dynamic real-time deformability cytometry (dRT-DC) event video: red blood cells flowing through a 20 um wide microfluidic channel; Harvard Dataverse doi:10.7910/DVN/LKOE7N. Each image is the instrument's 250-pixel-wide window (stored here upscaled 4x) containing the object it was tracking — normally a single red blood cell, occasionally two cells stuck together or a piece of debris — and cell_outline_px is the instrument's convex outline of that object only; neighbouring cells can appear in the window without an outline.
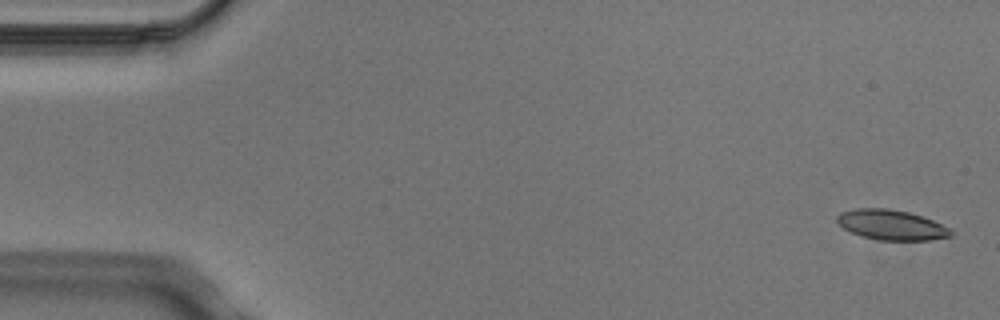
{"species": "Egyptian fruit bat (a non-hibernating species)", "species_latin": "Rousettus aegyptiacus", "temperature_condition": "cold", "stored_images_in_passage": 9, "camera_frame_rate_fps": 3000, "um_per_image_px": 0.085, "animal": {"sex": "male"}, "frame": {"image": 1, "passage_image": 1, "time_ms": 0.0, "image_size_px": [1000, 320], "cell_outline_px": [[952, 236], [932, 240], [880, 240], [864, 236], [852, 232], [844, 228], [836, 220], [836, 216], [840, 212], [856, 208], [888, 208], [908, 212], [932, 220], [948, 228], [952, 232]], "centroid_in_image_um": [75.75, 19.11], "position_along_channel_um": 9.2, "area_um2": 19.71}}
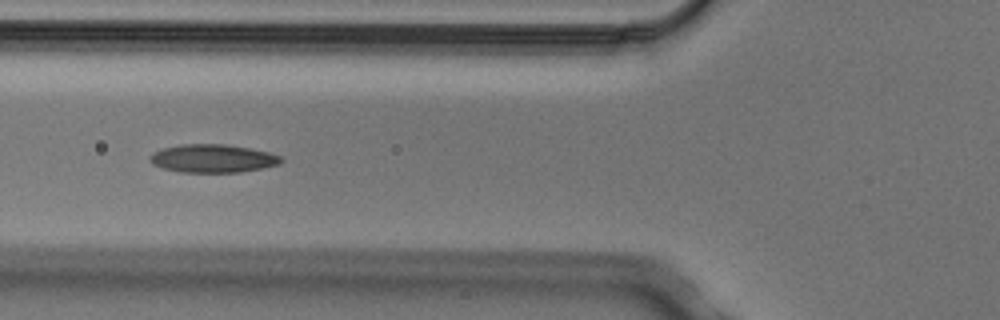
{"frame": {"image": 2, "passage_image": 6, "time_ms": 1.667, "image_size_px": [1000, 320], "cell_outline_px": [[284, 160], [280, 164], [240, 172], [180, 172], [160, 168], [152, 164], [148, 160], [148, 156], [152, 152], [164, 148], [180, 144], [228, 144], [268, 152], [280, 156]], "centroid_in_image_um": [18.03, 13.47], "position_along_channel_um": 107.8, "area_um2": 21.68}}
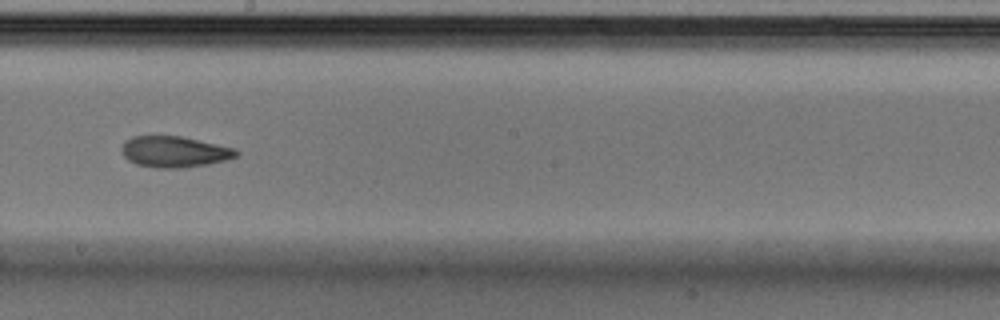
{"frame": {"image": 3, "passage_image": 9, "time_ms": 2.667, "image_size_px": [1000, 320], "cell_outline_px": [[240, 152], [236, 156], [224, 160], [208, 164], [180, 168], [156, 168], [136, 164], [128, 160], [124, 156], [120, 148], [124, 140], [132, 136], [180, 136], [236, 148]], "centroid_in_image_um": [14.79, 12.89], "position_along_channel_um": 233.4, "area_um2": 20.81}}